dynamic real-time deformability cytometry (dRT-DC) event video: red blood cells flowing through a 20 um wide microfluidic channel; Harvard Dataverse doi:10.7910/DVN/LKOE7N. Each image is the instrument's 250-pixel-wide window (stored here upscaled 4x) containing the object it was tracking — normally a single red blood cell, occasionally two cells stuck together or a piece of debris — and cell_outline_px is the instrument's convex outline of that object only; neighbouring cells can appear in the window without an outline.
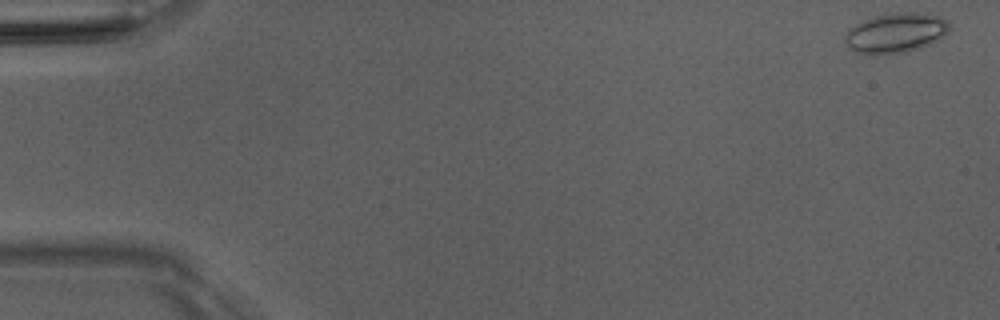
{"species": "Egyptian fruit bat (a non-hibernating species)", "species_latin": "Rousettus aegyptiacus", "temperature_condition": "room temperature", "stored_images_in_passage": 51, "camera_frame_rate_fps": 3000, "um_per_image_px": 0.085, "animal": {"sex": "male"}, "frame": {"image": 1, "passage_image": 1, "time_ms": 0.0, "image_size_px": [1000, 320], "cell_outline_px": [[948, 32], [940, 40], [932, 44], [920, 48], [904, 52], [880, 56], [872, 56], [856, 52], [848, 48], [844, 40], [844, 36], [848, 28], [864, 20], [876, 16], [900, 12], [928, 12], [940, 16], [948, 20]], "centroid_in_image_um": [76.14, 2.82], "position_along_channel_um": 8.9, "area_um2": 24.91}}
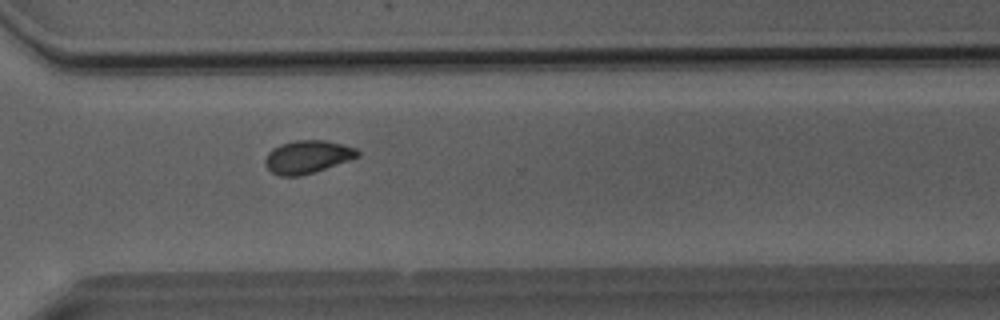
{"frame": {"image": 2, "passage_image": 37, "time_ms": 12.0, "image_size_px": [1000, 320], "cell_outline_px": [[360, 156], [300, 176], [280, 176], [272, 172], [264, 164], [264, 160], [268, 152], [272, 148], [280, 144], [296, 140], [324, 140], [356, 148], [360, 152]], "centroid_in_image_um": [26.09, 13.32], "position_along_channel_um": 344.5, "area_um2": 17.51}}
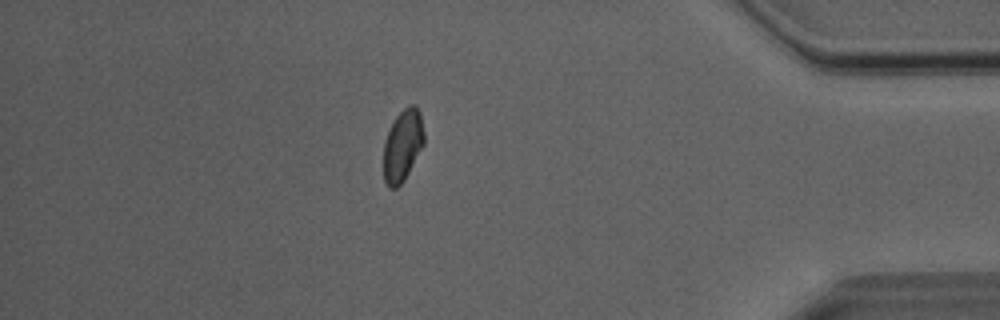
{"frame": {"image": 3, "passage_image": 44, "time_ms": 14.333, "image_size_px": [1000, 320], "cell_outline_px": [[424, 144], [404, 180], [396, 188], [388, 188], [384, 180], [384, 140], [396, 116], [408, 104], [416, 104], [420, 112], [424, 132]], "centroid_in_image_um": [34.23, 12.34], "position_along_channel_um": 401.0, "area_um2": 16.94}}